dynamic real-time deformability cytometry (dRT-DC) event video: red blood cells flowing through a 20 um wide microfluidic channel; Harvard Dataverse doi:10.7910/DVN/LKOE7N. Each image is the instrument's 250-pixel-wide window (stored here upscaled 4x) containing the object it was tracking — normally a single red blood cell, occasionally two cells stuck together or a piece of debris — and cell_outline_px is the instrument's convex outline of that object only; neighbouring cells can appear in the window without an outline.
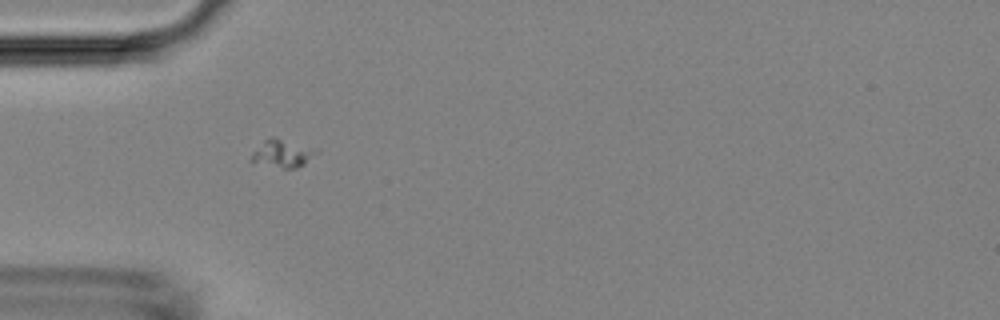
{"species": "Egyptian fruit bat (a non-hibernating species)", "species_latin": "Rousettus aegyptiacus", "temperature_condition": "room temperature", "stored_images_in_passage": 7, "camera_frame_rate_fps": 3000, "um_per_image_px": 0.085, "animal": {"sex": "female"}, "frame": {"image": 1, "passage_image": 2, "time_ms": 1.333, "image_size_px": [1000, 320], "cell_outline_px": [[320, 152], [304, 164], [296, 168], [284, 168], [252, 164], [248, 160], [252, 152], [264, 140], [272, 136], [276, 136], [320, 148]], "centroid_in_image_um": [24.02, 13.03], "position_along_channel_um": 61.0, "area_um2": 11.27}}
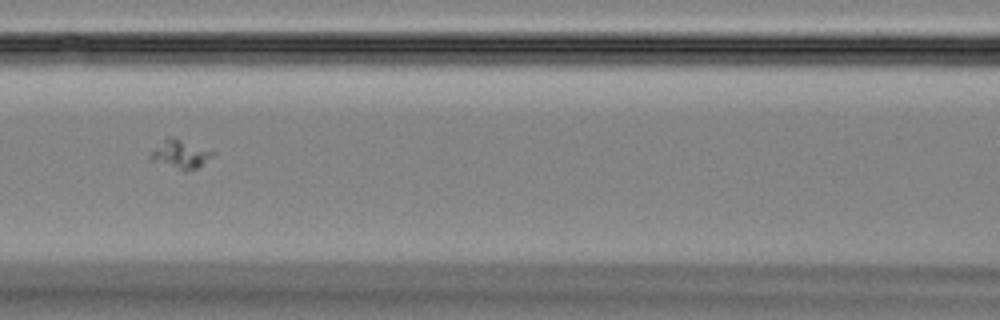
{"frame": {"image": 2, "passage_image": 4, "time_ms": 3.667, "image_size_px": [1000, 320], "cell_outline_px": [[216, 152], [212, 156], [196, 168], [184, 172], [148, 160], [148, 156], [168, 136], [172, 136]], "centroid_in_image_um": [15.3, 13.13], "position_along_channel_um": 151.3, "area_um2": 10.29}}
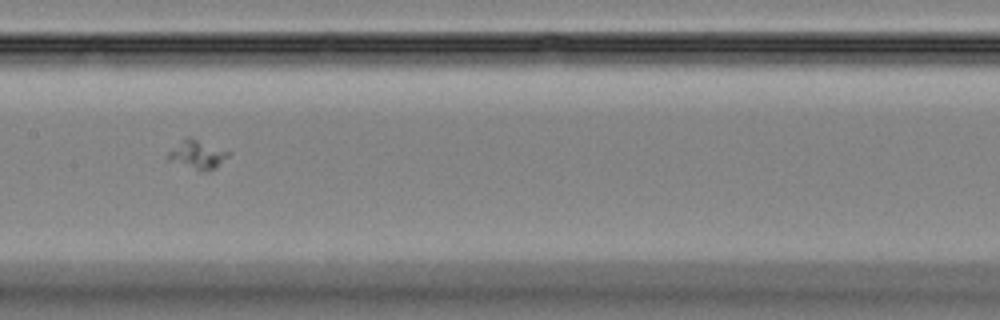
{"frame": {"image": 3, "passage_image": 5, "time_ms": 4.667, "image_size_px": [1000, 320], "cell_outline_px": [[232, 152], [216, 168], [204, 172], [200, 172], [168, 160], [168, 152], [188, 136], [192, 136]], "centroid_in_image_um": [16.82, 13.14], "position_along_channel_um": 190.6, "area_um2": 10.23}}